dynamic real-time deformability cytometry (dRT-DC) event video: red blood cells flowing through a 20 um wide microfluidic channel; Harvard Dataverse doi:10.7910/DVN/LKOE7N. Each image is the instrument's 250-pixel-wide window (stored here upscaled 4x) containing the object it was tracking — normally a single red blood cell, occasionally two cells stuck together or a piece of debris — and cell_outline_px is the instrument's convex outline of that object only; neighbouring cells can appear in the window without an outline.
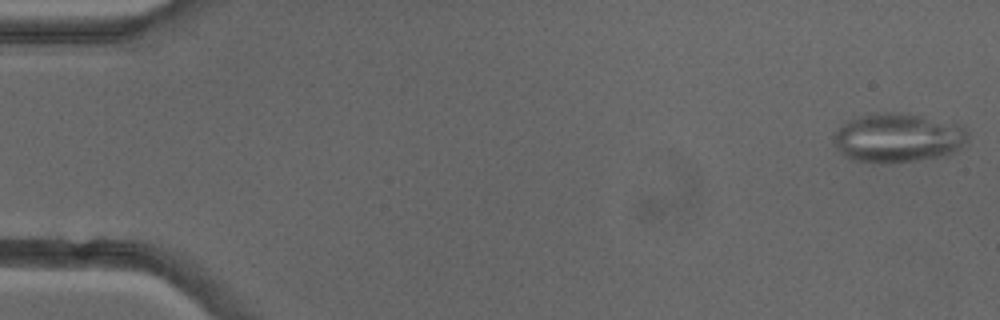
{"species": "common noctule bat (a hibernating species)", "species_latin": "Nyctalus noctula", "temperature_condition": "cold", "stored_images_in_passage": 51, "camera_frame_rate_fps": 3000, "um_per_image_px": 0.085, "animal": {"sex": "female"}, "frame": {"image": 1, "passage_image": 1, "time_ms": 0.0, "image_size_px": [1000, 320], "cell_outline_px": [[968, 140], [960, 148], [944, 156], [888, 164], [880, 164], [852, 160], [844, 156], [832, 144], [832, 132], [844, 124], [868, 112], [900, 112], [960, 124], [968, 132]], "centroid_in_image_um": [76.27, 11.72], "position_along_channel_um": 8.7, "area_um2": 39.02}}